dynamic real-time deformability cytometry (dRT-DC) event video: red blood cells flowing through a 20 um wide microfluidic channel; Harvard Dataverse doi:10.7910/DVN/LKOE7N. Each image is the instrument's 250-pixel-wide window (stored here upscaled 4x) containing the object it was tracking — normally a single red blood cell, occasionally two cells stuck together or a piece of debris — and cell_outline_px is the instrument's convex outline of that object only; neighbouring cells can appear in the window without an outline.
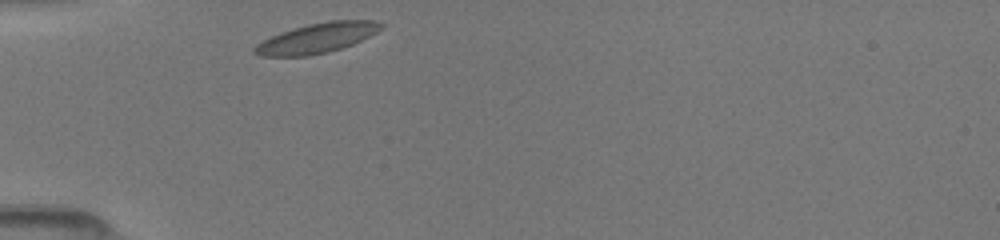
{"species": "common noctule bat (a hibernating species)", "species_latin": "Nyctalus noctula", "temperature_condition": "room temperature", "stored_images_in_passage": 7, "camera_frame_rate_fps": 3000, "um_per_image_px": 0.085, "animal": {"sex": "female", "body_mass_g": 19.5, "forearm_length_mm": 54.1}, "frame": {"image": 1, "passage_image": 1, "time_ms": 0.0, "image_size_px": [1000, 240], "cell_outline_px": [[384, 28], [352, 44], [328, 52], [308, 56], [260, 56], [252, 52], [252, 48], [256, 44], [280, 32], [292, 28], [308, 24], [328, 20], [376, 20], [384, 24]], "centroid_in_image_um": [26.93, 3.23], "position_along_channel_um": 58.1, "area_um2": 22.08}}
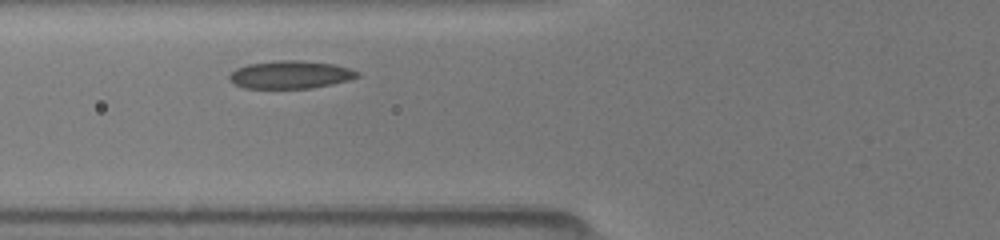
{"frame": {"image": 2, "passage_image": 4, "time_ms": 1.333, "image_size_px": [1000, 240], "cell_outline_px": [[360, 76], [348, 80], [332, 84], [312, 88], [244, 88], [228, 80], [228, 76], [236, 68], [248, 64], [280, 60], [304, 60], [336, 64], [352, 68], [360, 72]], "centroid_in_image_um": [24.73, 6.34], "position_along_channel_um": 101.1, "area_um2": 20.98}}
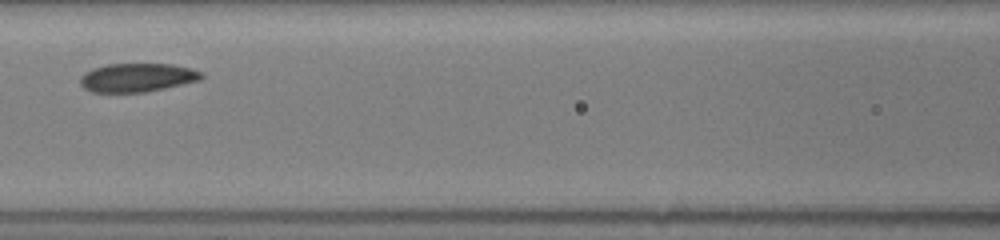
{"frame": {"image": 3, "passage_image": 6, "time_ms": 2.667, "image_size_px": [1000, 240], "cell_outline_px": [[204, 76], [200, 80], [164, 88], [144, 92], [92, 92], [84, 88], [80, 84], [80, 76], [84, 72], [92, 68], [108, 64], [172, 64], [192, 68], [204, 72]], "centroid_in_image_um": [11.67, 6.58], "position_along_channel_um": 154.9, "area_um2": 20.35}}